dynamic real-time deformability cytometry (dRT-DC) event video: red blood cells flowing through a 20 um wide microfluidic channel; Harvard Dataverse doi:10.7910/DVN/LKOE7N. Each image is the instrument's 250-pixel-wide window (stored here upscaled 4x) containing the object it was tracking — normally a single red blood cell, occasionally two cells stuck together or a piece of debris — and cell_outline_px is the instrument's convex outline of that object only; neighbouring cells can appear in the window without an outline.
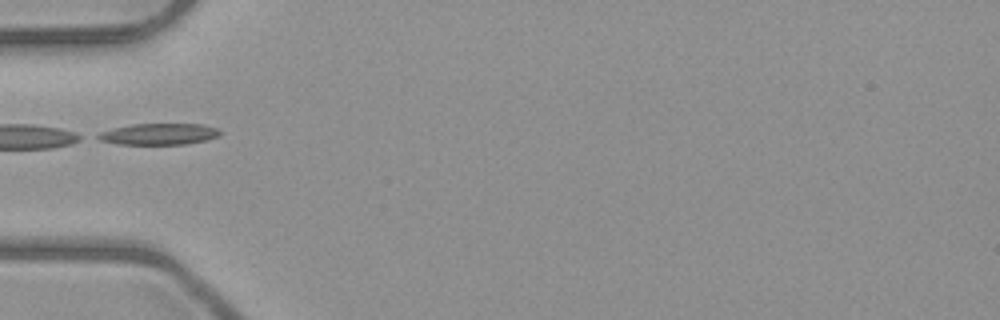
{"species": "common noctule bat (a hibernating species)", "species_latin": "Nyctalus noctula", "temperature_condition": "room temperature", "stored_images_in_passage": 2, "camera_frame_rate_fps": 3000, "um_per_image_px": 0.085, "animal": {"sex": "male", "body_mass_g": 23.1, "forearm_length_mm": 52.7}, "frame": {"image": 1, "passage_image": 2, "time_ms": 1.0, "image_size_px": [1000, 320], "cell_outline_px": [[220, 136], [204, 140], [184, 144], [116, 144], [100, 140], [92, 136], [100, 132], [112, 128], [132, 124], [204, 124], [216, 128], [220, 132]], "centroid_in_image_um": [13.44, 11.39], "position_along_channel_um": 71.6, "area_um2": 15.2}}